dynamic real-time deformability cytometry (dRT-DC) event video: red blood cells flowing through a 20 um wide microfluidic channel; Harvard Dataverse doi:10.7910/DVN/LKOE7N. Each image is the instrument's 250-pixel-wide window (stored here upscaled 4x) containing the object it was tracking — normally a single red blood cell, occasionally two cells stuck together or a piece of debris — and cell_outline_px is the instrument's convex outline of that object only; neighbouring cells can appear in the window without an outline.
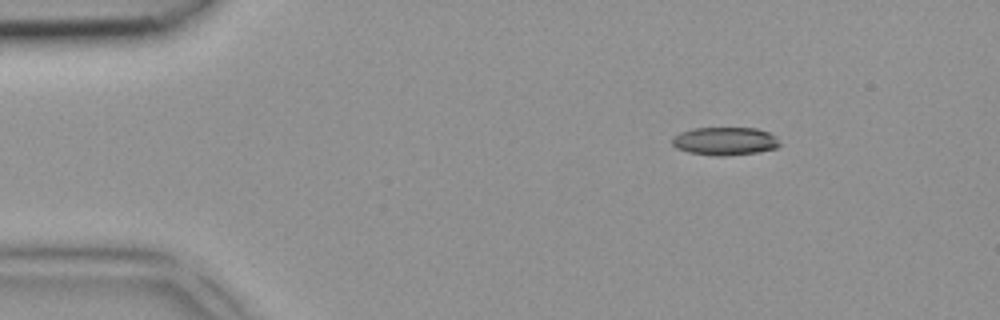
{"species": "common noctule bat (a hibernating species)", "species_latin": "Nyctalus noctula", "temperature_condition": "room temperature", "stored_images_in_passage": 3, "camera_frame_rate_fps": 3000, "um_per_image_px": 0.085, "animal": {"sex": "female", "body_mass_g": 18.4}, "frame": {"image": 1, "passage_image": 1, "time_ms": 0.0, "image_size_px": [1000, 320], "cell_outline_px": [[780, 144], [776, 148], [756, 152], [720, 156], [716, 156], [688, 152], [676, 148], [672, 144], [672, 136], [680, 132], [692, 128], [756, 128], [768, 132], [776, 136]], "centroid_in_image_um": [61.58, 11.99], "position_along_channel_um": 23.4, "area_um2": 17.57}}
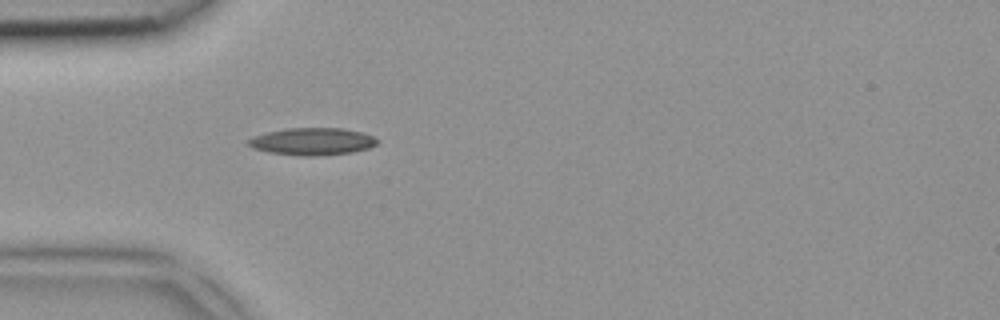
{"frame": {"image": 2, "passage_image": 3, "time_ms": 0.667, "image_size_px": [1000, 320], "cell_outline_px": [[380, 140], [376, 144], [368, 148], [352, 152], [312, 156], [300, 156], [272, 152], [252, 148], [248, 144], [248, 140], [256, 136], [268, 132], [288, 128], [340, 128], [360, 132], [372, 136]], "centroid_in_image_um": [26.57, 12.02], "position_along_channel_um": 58.4, "area_um2": 20.11}}